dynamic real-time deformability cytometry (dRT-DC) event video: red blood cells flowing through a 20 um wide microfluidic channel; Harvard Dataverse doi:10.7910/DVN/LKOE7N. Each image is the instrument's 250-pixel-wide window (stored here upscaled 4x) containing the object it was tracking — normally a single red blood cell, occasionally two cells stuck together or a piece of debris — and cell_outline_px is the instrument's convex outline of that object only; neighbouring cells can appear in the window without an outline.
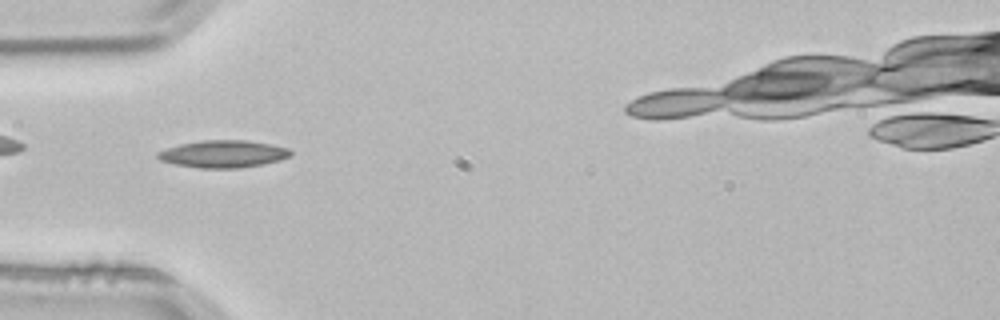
{"species": "common noctule bat (a hibernating species)", "species_latin": "Nyctalus noctula", "temperature_condition": "room temperature", "stored_images_in_passage": 10, "camera_frame_rate_fps": 3000, "um_per_image_px": 0.085, "animal": {"sex": "male", "body_mass_g": 21.5, "forearm_length_mm": 52.0}, "frame": {"image": 1, "passage_image": 5, "time_ms": 1.333, "image_size_px": [1000, 320], "cell_outline_px": [[292, 156], [280, 160], [264, 164], [240, 168], [200, 168], [176, 164], [160, 160], [156, 156], [156, 152], [180, 144], [204, 140], [244, 140], [268, 144], [288, 148], [292, 152]], "centroid_in_image_um": [18.99, 13.09], "position_along_channel_um": 66.0, "area_um2": 21.04}}